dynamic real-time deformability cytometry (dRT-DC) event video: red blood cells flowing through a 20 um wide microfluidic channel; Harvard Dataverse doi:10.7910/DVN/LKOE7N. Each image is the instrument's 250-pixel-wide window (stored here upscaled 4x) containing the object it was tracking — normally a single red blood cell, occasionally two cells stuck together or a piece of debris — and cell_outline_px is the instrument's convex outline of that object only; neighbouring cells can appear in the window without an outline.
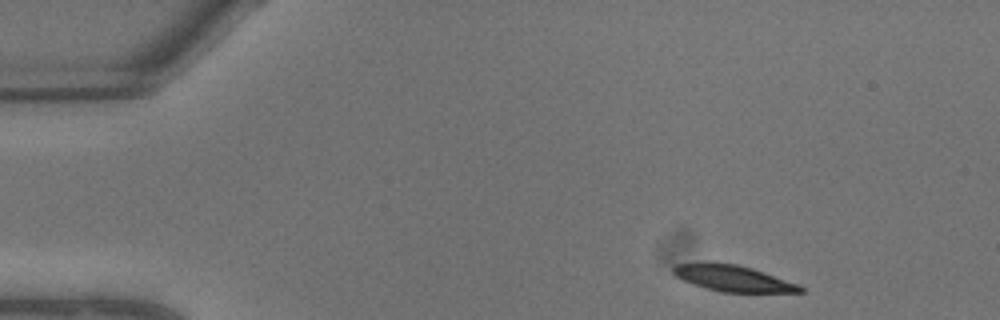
{"species": "common noctule bat (a hibernating species)", "species_latin": "Nyctalus noctula", "temperature_condition": "warm", "stored_images_in_passage": 6, "camera_frame_rate_fps": 3000, "um_per_image_px": 0.085, "animal": {"sex": "male", "body_mass_g": 13.3}, "frame": {"image": 1, "passage_image": 1, "time_ms": 0.0, "image_size_px": [1000, 320], "cell_outline_px": [[804, 292], [720, 292], [704, 288], [692, 284], [676, 276], [672, 272], [672, 268], [676, 264], [704, 260], [736, 264], [752, 268], [800, 284], [804, 288]], "centroid_in_image_um": [62.26, 23.63], "position_along_channel_um": 22.7, "area_um2": 19.83}}
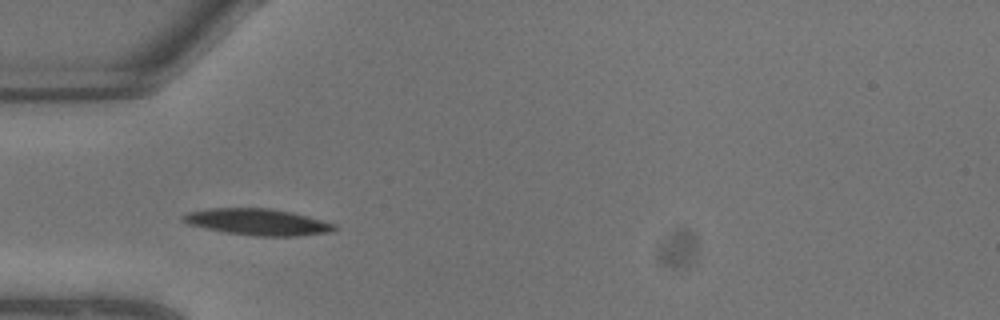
{"frame": {"image": 2, "passage_image": 5, "time_ms": 1.333, "image_size_px": [1000, 320], "cell_outline_px": [[336, 228], [332, 232], [296, 236], [252, 236], [224, 232], [188, 224], [180, 220], [180, 216], [188, 212], [208, 208], [272, 208], [292, 212], [308, 216], [336, 224]], "centroid_in_image_um": [21.88, 18.86], "position_along_channel_um": 63.1, "area_um2": 23.52}}